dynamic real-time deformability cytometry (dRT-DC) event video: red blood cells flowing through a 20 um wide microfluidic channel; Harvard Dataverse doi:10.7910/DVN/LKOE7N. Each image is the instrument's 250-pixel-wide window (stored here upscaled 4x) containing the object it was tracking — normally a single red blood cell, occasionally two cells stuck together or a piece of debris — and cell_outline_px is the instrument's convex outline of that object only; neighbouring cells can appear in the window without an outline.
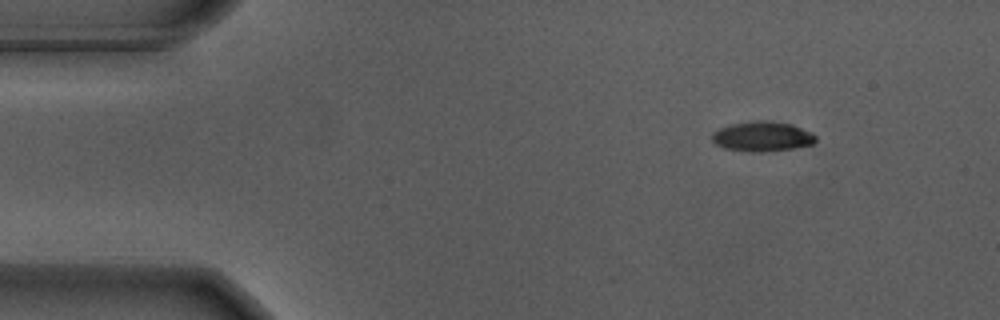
{"species": "Egyptian fruit bat (a non-hibernating species)", "species_latin": "Rousettus aegyptiacus", "temperature_condition": "warm", "stored_images_in_passage": 50, "camera_frame_rate_fps": 3000, "um_per_image_px": 0.085, "animal": {"sex": "male"}, "frame": {"image": 1, "passage_image": 1, "time_ms": 0.0, "image_size_px": [1000, 320], "cell_outline_px": [[816, 140], [812, 144], [792, 148], [760, 152], [752, 152], [724, 148], [716, 144], [712, 140], [712, 132], [720, 128], [732, 124], [756, 120], [772, 120], [792, 124], [812, 132], [816, 136]], "centroid_in_image_um": [64.8, 11.58], "position_along_channel_um": 20.2, "area_um2": 18.09}}
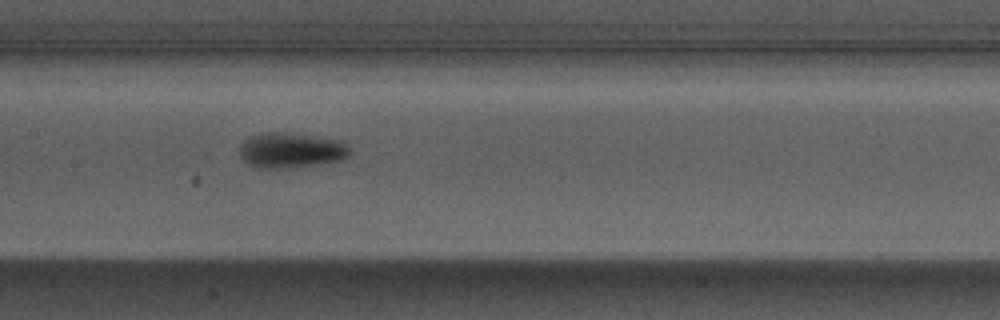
{"frame": {"image": 2, "passage_image": 21, "time_ms": 6.667, "image_size_px": [1000, 320], "cell_outline_px": [[352, 152], [348, 156], [340, 160], [316, 164], [288, 168], [252, 168], [240, 156], [240, 144], [248, 136], [264, 132], [276, 132], [312, 136], [340, 140]], "centroid_in_image_um": [24.67, 12.78], "position_along_channel_um": 182.7, "area_um2": 22.54}}
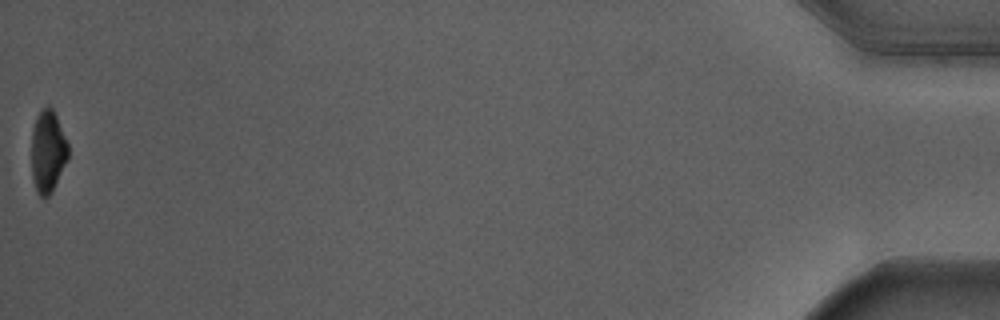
{"frame": {"image": 3, "passage_image": 50, "time_ms": 16.333, "image_size_px": [1000, 320], "cell_outline_px": [[68, 156], [52, 192], [48, 196], [40, 196], [36, 192], [32, 176], [32, 128], [36, 116], [48, 104], [52, 108], [56, 116], [68, 144]], "centroid_in_image_um": [4.05, 12.86], "position_along_channel_um": 431.2, "area_um2": 17.34}, "authors_computed_cell_mechanics": {"area_um2": 19.7676, "velocity_mm_per_s": 3.6805, "shape_relaxation_time_tau1_ms": 2.4742, "shape_relaxation_time_tau2_ms": null, "deformation_change_tau1": 0.1729, "deformation_change_tau2": null}}